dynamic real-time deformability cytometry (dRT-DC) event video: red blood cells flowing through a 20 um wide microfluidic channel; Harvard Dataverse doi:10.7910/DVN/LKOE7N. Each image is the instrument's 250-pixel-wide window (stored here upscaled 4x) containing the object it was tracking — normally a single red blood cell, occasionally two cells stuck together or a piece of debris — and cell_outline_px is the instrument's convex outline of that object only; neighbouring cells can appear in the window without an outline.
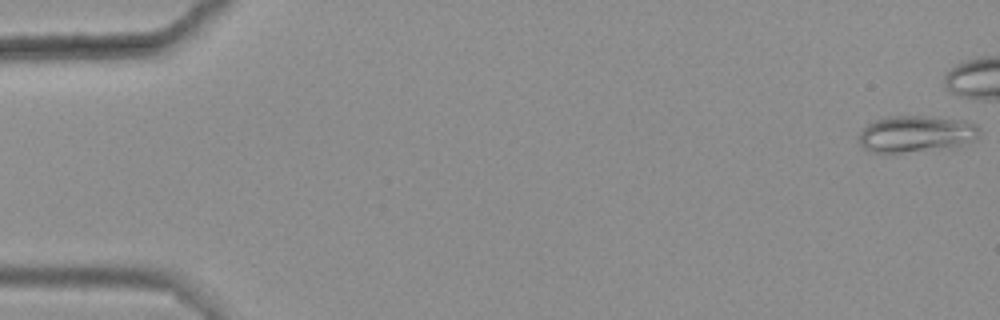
{"species": "common noctule bat (a hibernating species)", "species_latin": "Nyctalus noctula", "temperature_condition": "warm", "stored_images_in_passage": 9, "camera_frame_rate_fps": 3000, "um_per_image_px": 0.085, "animal": {"sex": "female", "body_mass_g": 25.1}, "frame": {"image": 1, "passage_image": 1, "time_ms": 0.0, "image_size_px": [1000, 320], "cell_outline_px": [[980, 132], [976, 140], [960, 144], [900, 152], [872, 152], [864, 148], [860, 144], [860, 132], [868, 124], [876, 120], [888, 116], [928, 116], [964, 120], [976, 124], [980, 128]], "centroid_in_image_um": [77.87, 11.34], "position_along_channel_um": 7.1, "area_um2": 25.03}}